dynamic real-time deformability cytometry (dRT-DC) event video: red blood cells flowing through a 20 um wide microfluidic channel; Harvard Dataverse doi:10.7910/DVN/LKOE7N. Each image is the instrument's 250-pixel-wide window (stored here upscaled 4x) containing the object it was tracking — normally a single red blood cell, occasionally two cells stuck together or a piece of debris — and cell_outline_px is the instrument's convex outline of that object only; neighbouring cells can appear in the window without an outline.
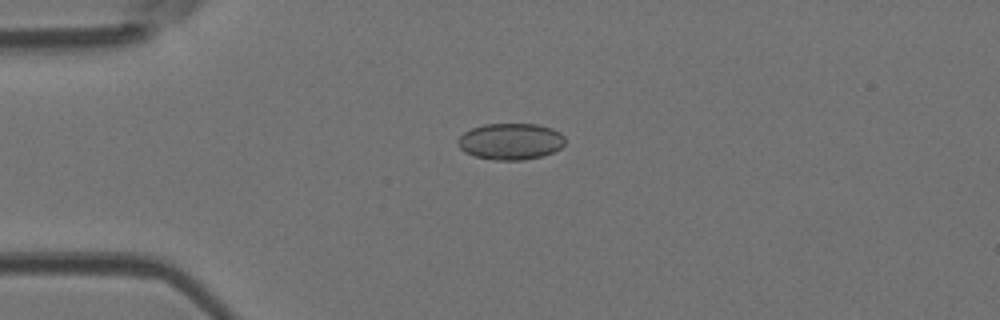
{"species": "Egyptian fruit bat (a non-hibernating species)", "species_latin": "Rousettus aegyptiacus", "temperature_condition": "room temperature", "stored_images_in_passage": 6, "camera_frame_rate_fps": 3000, "um_per_image_px": 0.085, "animal": {"sex": "female"}, "frame": {"image": 1, "passage_image": 4, "time_ms": 1.0, "image_size_px": [1000, 320], "cell_outline_px": [[564, 144], [560, 148], [552, 152], [540, 156], [524, 160], [492, 160], [476, 156], [464, 152], [460, 148], [456, 140], [464, 132], [472, 128], [484, 124], [536, 124], [552, 128], [560, 132], [564, 136]], "centroid_in_image_um": [43.38, 12.02], "position_along_channel_um": 41.6, "area_um2": 22.77}}
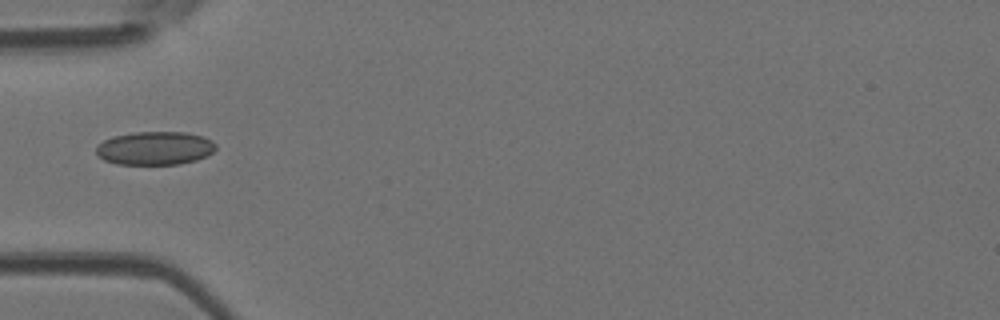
{"frame": {"image": 2, "passage_image": 5, "time_ms": 1.333, "image_size_px": [1000, 320], "cell_outline_px": [[216, 148], [208, 156], [196, 160], [180, 164], [116, 164], [104, 160], [96, 156], [96, 148], [104, 140], [112, 136], [136, 132], [184, 132], [204, 136], [212, 140], [216, 144]], "centroid_in_image_um": [13.18, 12.6], "position_along_channel_um": 71.8, "area_um2": 23.47}}
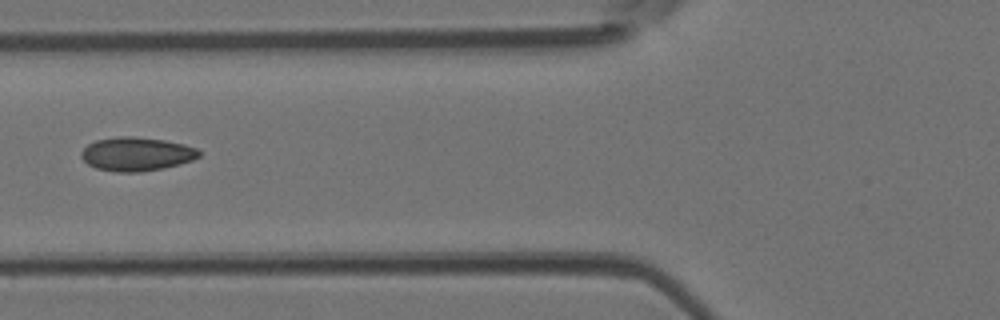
{"frame": {"image": 3, "passage_image": 6, "time_ms": 1.667, "image_size_px": [1000, 320], "cell_outline_px": [[200, 156], [192, 160], [180, 164], [164, 168], [140, 172], [116, 172], [96, 168], [88, 164], [80, 156], [80, 152], [88, 144], [96, 140], [116, 136], [132, 136], [164, 140], [184, 144], [196, 148], [200, 152]], "centroid_in_image_um": [11.59, 13.09], "position_along_channel_um": 114.2, "area_um2": 23.24}}